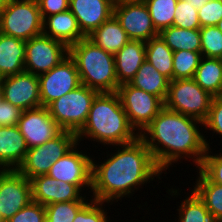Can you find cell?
I'll use <instances>...</instances> for the list:
<instances>
[{"mask_svg": "<svg viewBox=\"0 0 222 222\" xmlns=\"http://www.w3.org/2000/svg\"><path fill=\"white\" fill-rule=\"evenodd\" d=\"M114 58L118 83H129L145 61V42L129 40Z\"/></svg>", "mask_w": 222, "mask_h": 222, "instance_id": "cell-21", "label": "cell"}, {"mask_svg": "<svg viewBox=\"0 0 222 222\" xmlns=\"http://www.w3.org/2000/svg\"><path fill=\"white\" fill-rule=\"evenodd\" d=\"M102 145H123L134 142L139 134L130 125L117 92H101L94 98L85 125L76 134Z\"/></svg>", "mask_w": 222, "mask_h": 222, "instance_id": "cell-3", "label": "cell"}, {"mask_svg": "<svg viewBox=\"0 0 222 222\" xmlns=\"http://www.w3.org/2000/svg\"><path fill=\"white\" fill-rule=\"evenodd\" d=\"M209 0H189L190 3L195 5L196 9H200L206 4Z\"/></svg>", "mask_w": 222, "mask_h": 222, "instance_id": "cell-42", "label": "cell"}, {"mask_svg": "<svg viewBox=\"0 0 222 222\" xmlns=\"http://www.w3.org/2000/svg\"><path fill=\"white\" fill-rule=\"evenodd\" d=\"M26 42L0 33V78L25 71Z\"/></svg>", "mask_w": 222, "mask_h": 222, "instance_id": "cell-22", "label": "cell"}, {"mask_svg": "<svg viewBox=\"0 0 222 222\" xmlns=\"http://www.w3.org/2000/svg\"><path fill=\"white\" fill-rule=\"evenodd\" d=\"M30 184L32 201L43 206L69 201H88L76 185L56 180L47 174L30 179Z\"/></svg>", "mask_w": 222, "mask_h": 222, "instance_id": "cell-17", "label": "cell"}, {"mask_svg": "<svg viewBox=\"0 0 222 222\" xmlns=\"http://www.w3.org/2000/svg\"><path fill=\"white\" fill-rule=\"evenodd\" d=\"M7 222H46L45 206L31 201Z\"/></svg>", "mask_w": 222, "mask_h": 222, "instance_id": "cell-37", "label": "cell"}, {"mask_svg": "<svg viewBox=\"0 0 222 222\" xmlns=\"http://www.w3.org/2000/svg\"><path fill=\"white\" fill-rule=\"evenodd\" d=\"M207 148L202 163L197 170H200L211 182L222 186V154H214ZM212 153V155L210 154Z\"/></svg>", "mask_w": 222, "mask_h": 222, "instance_id": "cell-36", "label": "cell"}, {"mask_svg": "<svg viewBox=\"0 0 222 222\" xmlns=\"http://www.w3.org/2000/svg\"><path fill=\"white\" fill-rule=\"evenodd\" d=\"M41 106L47 107L81 85L79 72L74 60L68 55L50 71L38 76Z\"/></svg>", "mask_w": 222, "mask_h": 222, "instance_id": "cell-11", "label": "cell"}, {"mask_svg": "<svg viewBox=\"0 0 222 222\" xmlns=\"http://www.w3.org/2000/svg\"><path fill=\"white\" fill-rule=\"evenodd\" d=\"M113 15L130 40L147 42L159 34L144 1L124 0L114 7Z\"/></svg>", "mask_w": 222, "mask_h": 222, "instance_id": "cell-13", "label": "cell"}, {"mask_svg": "<svg viewBox=\"0 0 222 222\" xmlns=\"http://www.w3.org/2000/svg\"><path fill=\"white\" fill-rule=\"evenodd\" d=\"M42 34L62 42L68 48L81 39L86 38L79 27L76 17L70 10L44 18Z\"/></svg>", "mask_w": 222, "mask_h": 222, "instance_id": "cell-19", "label": "cell"}, {"mask_svg": "<svg viewBox=\"0 0 222 222\" xmlns=\"http://www.w3.org/2000/svg\"><path fill=\"white\" fill-rule=\"evenodd\" d=\"M77 143L76 133L62 130L46 143L29 148L24 161L17 170L28 180L39 175H46L52 164L63 157Z\"/></svg>", "mask_w": 222, "mask_h": 222, "instance_id": "cell-8", "label": "cell"}, {"mask_svg": "<svg viewBox=\"0 0 222 222\" xmlns=\"http://www.w3.org/2000/svg\"><path fill=\"white\" fill-rule=\"evenodd\" d=\"M113 9L106 0H69V10L86 37L113 15Z\"/></svg>", "mask_w": 222, "mask_h": 222, "instance_id": "cell-18", "label": "cell"}, {"mask_svg": "<svg viewBox=\"0 0 222 222\" xmlns=\"http://www.w3.org/2000/svg\"><path fill=\"white\" fill-rule=\"evenodd\" d=\"M200 38L203 57L222 59V32L217 26L201 27Z\"/></svg>", "mask_w": 222, "mask_h": 222, "instance_id": "cell-33", "label": "cell"}, {"mask_svg": "<svg viewBox=\"0 0 222 222\" xmlns=\"http://www.w3.org/2000/svg\"><path fill=\"white\" fill-rule=\"evenodd\" d=\"M32 201L31 184L18 170H0V219L7 222Z\"/></svg>", "mask_w": 222, "mask_h": 222, "instance_id": "cell-12", "label": "cell"}, {"mask_svg": "<svg viewBox=\"0 0 222 222\" xmlns=\"http://www.w3.org/2000/svg\"><path fill=\"white\" fill-rule=\"evenodd\" d=\"M122 107L127 114L130 125L138 134L158 115L164 108V101L129 83L121 84L117 89Z\"/></svg>", "mask_w": 222, "mask_h": 222, "instance_id": "cell-9", "label": "cell"}, {"mask_svg": "<svg viewBox=\"0 0 222 222\" xmlns=\"http://www.w3.org/2000/svg\"><path fill=\"white\" fill-rule=\"evenodd\" d=\"M110 4H112L114 7L117 6L118 4L122 3L124 0H106Z\"/></svg>", "mask_w": 222, "mask_h": 222, "instance_id": "cell-44", "label": "cell"}, {"mask_svg": "<svg viewBox=\"0 0 222 222\" xmlns=\"http://www.w3.org/2000/svg\"><path fill=\"white\" fill-rule=\"evenodd\" d=\"M192 189L204 202L206 208L222 222V186L211 182L200 170Z\"/></svg>", "mask_w": 222, "mask_h": 222, "instance_id": "cell-28", "label": "cell"}, {"mask_svg": "<svg viewBox=\"0 0 222 222\" xmlns=\"http://www.w3.org/2000/svg\"><path fill=\"white\" fill-rule=\"evenodd\" d=\"M81 84L101 92H117L114 55L95 45L87 37L69 47Z\"/></svg>", "mask_w": 222, "mask_h": 222, "instance_id": "cell-4", "label": "cell"}, {"mask_svg": "<svg viewBox=\"0 0 222 222\" xmlns=\"http://www.w3.org/2000/svg\"><path fill=\"white\" fill-rule=\"evenodd\" d=\"M190 194L181 201L179 209H177L179 211L178 222H219L193 190Z\"/></svg>", "mask_w": 222, "mask_h": 222, "instance_id": "cell-29", "label": "cell"}, {"mask_svg": "<svg viewBox=\"0 0 222 222\" xmlns=\"http://www.w3.org/2000/svg\"><path fill=\"white\" fill-rule=\"evenodd\" d=\"M197 124L201 126L203 122L164 107L142 130L139 138L162 172L181 158L193 159L199 168L210 145Z\"/></svg>", "mask_w": 222, "mask_h": 222, "instance_id": "cell-2", "label": "cell"}, {"mask_svg": "<svg viewBox=\"0 0 222 222\" xmlns=\"http://www.w3.org/2000/svg\"><path fill=\"white\" fill-rule=\"evenodd\" d=\"M98 93L81 84L75 90L51 102L47 109L62 130L77 134L85 125L92 102Z\"/></svg>", "mask_w": 222, "mask_h": 222, "instance_id": "cell-5", "label": "cell"}, {"mask_svg": "<svg viewBox=\"0 0 222 222\" xmlns=\"http://www.w3.org/2000/svg\"><path fill=\"white\" fill-rule=\"evenodd\" d=\"M23 111L2 98L0 100V126H16Z\"/></svg>", "mask_w": 222, "mask_h": 222, "instance_id": "cell-40", "label": "cell"}, {"mask_svg": "<svg viewBox=\"0 0 222 222\" xmlns=\"http://www.w3.org/2000/svg\"><path fill=\"white\" fill-rule=\"evenodd\" d=\"M115 148L118 150L108 154L104 163L92 161L91 198L108 205L123 197L129 198L142 184L153 181L156 176L160 179L163 173L139 137L134 142L116 145Z\"/></svg>", "mask_w": 222, "mask_h": 222, "instance_id": "cell-1", "label": "cell"}, {"mask_svg": "<svg viewBox=\"0 0 222 222\" xmlns=\"http://www.w3.org/2000/svg\"><path fill=\"white\" fill-rule=\"evenodd\" d=\"M88 201H69L45 206L46 222H73Z\"/></svg>", "mask_w": 222, "mask_h": 222, "instance_id": "cell-32", "label": "cell"}, {"mask_svg": "<svg viewBox=\"0 0 222 222\" xmlns=\"http://www.w3.org/2000/svg\"><path fill=\"white\" fill-rule=\"evenodd\" d=\"M205 130L222 136V95L213 97L206 120L203 122Z\"/></svg>", "mask_w": 222, "mask_h": 222, "instance_id": "cell-39", "label": "cell"}, {"mask_svg": "<svg viewBox=\"0 0 222 222\" xmlns=\"http://www.w3.org/2000/svg\"><path fill=\"white\" fill-rule=\"evenodd\" d=\"M28 149L17 125L0 127V170H17Z\"/></svg>", "mask_w": 222, "mask_h": 222, "instance_id": "cell-20", "label": "cell"}, {"mask_svg": "<svg viewBox=\"0 0 222 222\" xmlns=\"http://www.w3.org/2000/svg\"><path fill=\"white\" fill-rule=\"evenodd\" d=\"M201 57V51L173 52V80L193 78Z\"/></svg>", "mask_w": 222, "mask_h": 222, "instance_id": "cell-31", "label": "cell"}, {"mask_svg": "<svg viewBox=\"0 0 222 222\" xmlns=\"http://www.w3.org/2000/svg\"><path fill=\"white\" fill-rule=\"evenodd\" d=\"M212 99L193 78L176 79L169 81L164 107L204 122Z\"/></svg>", "mask_w": 222, "mask_h": 222, "instance_id": "cell-7", "label": "cell"}, {"mask_svg": "<svg viewBox=\"0 0 222 222\" xmlns=\"http://www.w3.org/2000/svg\"><path fill=\"white\" fill-rule=\"evenodd\" d=\"M37 0H10L0 12V33L28 41L42 34Z\"/></svg>", "mask_w": 222, "mask_h": 222, "instance_id": "cell-6", "label": "cell"}, {"mask_svg": "<svg viewBox=\"0 0 222 222\" xmlns=\"http://www.w3.org/2000/svg\"><path fill=\"white\" fill-rule=\"evenodd\" d=\"M129 84L165 101L169 80L145 60Z\"/></svg>", "mask_w": 222, "mask_h": 222, "instance_id": "cell-24", "label": "cell"}, {"mask_svg": "<svg viewBox=\"0 0 222 222\" xmlns=\"http://www.w3.org/2000/svg\"><path fill=\"white\" fill-rule=\"evenodd\" d=\"M158 32L173 26L178 0H144Z\"/></svg>", "mask_w": 222, "mask_h": 222, "instance_id": "cell-30", "label": "cell"}, {"mask_svg": "<svg viewBox=\"0 0 222 222\" xmlns=\"http://www.w3.org/2000/svg\"><path fill=\"white\" fill-rule=\"evenodd\" d=\"M104 204V209H103ZM105 211V203L90 198L77 213L73 222H109ZM111 222V221H110Z\"/></svg>", "mask_w": 222, "mask_h": 222, "instance_id": "cell-35", "label": "cell"}, {"mask_svg": "<svg viewBox=\"0 0 222 222\" xmlns=\"http://www.w3.org/2000/svg\"><path fill=\"white\" fill-rule=\"evenodd\" d=\"M69 55V48L62 42L45 36L26 41L25 71L39 76L50 71Z\"/></svg>", "mask_w": 222, "mask_h": 222, "instance_id": "cell-10", "label": "cell"}, {"mask_svg": "<svg viewBox=\"0 0 222 222\" xmlns=\"http://www.w3.org/2000/svg\"><path fill=\"white\" fill-rule=\"evenodd\" d=\"M2 99V88H1V83H0V100Z\"/></svg>", "mask_w": 222, "mask_h": 222, "instance_id": "cell-46", "label": "cell"}, {"mask_svg": "<svg viewBox=\"0 0 222 222\" xmlns=\"http://www.w3.org/2000/svg\"><path fill=\"white\" fill-rule=\"evenodd\" d=\"M200 26H217L222 19V0H209L198 9Z\"/></svg>", "mask_w": 222, "mask_h": 222, "instance_id": "cell-38", "label": "cell"}, {"mask_svg": "<svg viewBox=\"0 0 222 222\" xmlns=\"http://www.w3.org/2000/svg\"><path fill=\"white\" fill-rule=\"evenodd\" d=\"M10 0H0V12L6 7Z\"/></svg>", "mask_w": 222, "mask_h": 222, "instance_id": "cell-43", "label": "cell"}, {"mask_svg": "<svg viewBox=\"0 0 222 222\" xmlns=\"http://www.w3.org/2000/svg\"><path fill=\"white\" fill-rule=\"evenodd\" d=\"M163 41L174 51H200V29H182L170 26L158 34Z\"/></svg>", "mask_w": 222, "mask_h": 222, "instance_id": "cell-27", "label": "cell"}, {"mask_svg": "<svg viewBox=\"0 0 222 222\" xmlns=\"http://www.w3.org/2000/svg\"><path fill=\"white\" fill-rule=\"evenodd\" d=\"M173 26L182 29H200L198 9L189 0H178Z\"/></svg>", "mask_w": 222, "mask_h": 222, "instance_id": "cell-34", "label": "cell"}, {"mask_svg": "<svg viewBox=\"0 0 222 222\" xmlns=\"http://www.w3.org/2000/svg\"><path fill=\"white\" fill-rule=\"evenodd\" d=\"M87 38L113 55L130 40L114 15L104 21Z\"/></svg>", "mask_w": 222, "mask_h": 222, "instance_id": "cell-23", "label": "cell"}, {"mask_svg": "<svg viewBox=\"0 0 222 222\" xmlns=\"http://www.w3.org/2000/svg\"><path fill=\"white\" fill-rule=\"evenodd\" d=\"M217 27L222 32V19L218 22Z\"/></svg>", "mask_w": 222, "mask_h": 222, "instance_id": "cell-45", "label": "cell"}, {"mask_svg": "<svg viewBox=\"0 0 222 222\" xmlns=\"http://www.w3.org/2000/svg\"><path fill=\"white\" fill-rule=\"evenodd\" d=\"M173 52L159 35L145 42V60L169 81L173 80Z\"/></svg>", "mask_w": 222, "mask_h": 222, "instance_id": "cell-26", "label": "cell"}, {"mask_svg": "<svg viewBox=\"0 0 222 222\" xmlns=\"http://www.w3.org/2000/svg\"><path fill=\"white\" fill-rule=\"evenodd\" d=\"M17 127L24 136L28 148L42 145L62 131L47 107L43 106L24 110Z\"/></svg>", "mask_w": 222, "mask_h": 222, "instance_id": "cell-16", "label": "cell"}, {"mask_svg": "<svg viewBox=\"0 0 222 222\" xmlns=\"http://www.w3.org/2000/svg\"><path fill=\"white\" fill-rule=\"evenodd\" d=\"M193 79L213 97L222 95V59L202 56Z\"/></svg>", "mask_w": 222, "mask_h": 222, "instance_id": "cell-25", "label": "cell"}, {"mask_svg": "<svg viewBox=\"0 0 222 222\" xmlns=\"http://www.w3.org/2000/svg\"><path fill=\"white\" fill-rule=\"evenodd\" d=\"M2 98L22 110L41 107L39 77L21 72L0 78Z\"/></svg>", "mask_w": 222, "mask_h": 222, "instance_id": "cell-15", "label": "cell"}, {"mask_svg": "<svg viewBox=\"0 0 222 222\" xmlns=\"http://www.w3.org/2000/svg\"><path fill=\"white\" fill-rule=\"evenodd\" d=\"M77 143L63 157L52 164L47 175L56 180L74 184L81 191L82 188L88 187L86 190L92 189V159L87 153L78 150Z\"/></svg>", "mask_w": 222, "mask_h": 222, "instance_id": "cell-14", "label": "cell"}, {"mask_svg": "<svg viewBox=\"0 0 222 222\" xmlns=\"http://www.w3.org/2000/svg\"><path fill=\"white\" fill-rule=\"evenodd\" d=\"M42 20L47 16L69 10V0H37Z\"/></svg>", "mask_w": 222, "mask_h": 222, "instance_id": "cell-41", "label": "cell"}]
</instances>
